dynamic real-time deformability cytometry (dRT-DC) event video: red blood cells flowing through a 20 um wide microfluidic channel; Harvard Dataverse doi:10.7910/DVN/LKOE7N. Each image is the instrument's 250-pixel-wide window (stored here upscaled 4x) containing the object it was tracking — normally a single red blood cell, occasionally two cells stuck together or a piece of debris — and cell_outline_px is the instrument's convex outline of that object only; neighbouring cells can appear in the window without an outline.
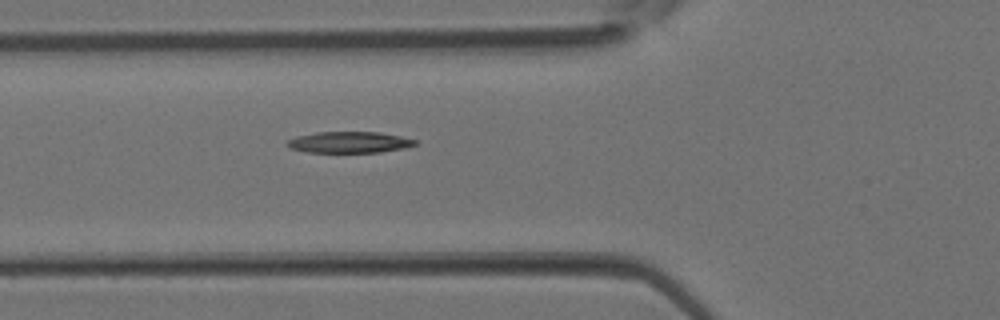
{"species": "Egyptian fruit bat (a non-hibernating species)", "species_latin": "Rousettus aegyptiacus", "temperature_condition": "room temperature", "stored_images_in_passage": 5, "camera_frame_rate_fps": 3000, "um_per_image_px": 0.085, "animal": {"sex": "female"}, "frame": {"image": 1, "passage_image": 5, "time_ms": 1.333, "image_size_px": [1000, 320], "cell_outline_px": [[416, 144], [404, 148], [380, 152], [308, 152], [292, 148], [284, 144], [288, 140], [296, 136], [316, 132], [380, 132], [400, 136], [416, 140]], "centroid_in_image_um": [29.67, 12.08], "position_along_channel_um": 96.1, "area_um2": 15.72}}